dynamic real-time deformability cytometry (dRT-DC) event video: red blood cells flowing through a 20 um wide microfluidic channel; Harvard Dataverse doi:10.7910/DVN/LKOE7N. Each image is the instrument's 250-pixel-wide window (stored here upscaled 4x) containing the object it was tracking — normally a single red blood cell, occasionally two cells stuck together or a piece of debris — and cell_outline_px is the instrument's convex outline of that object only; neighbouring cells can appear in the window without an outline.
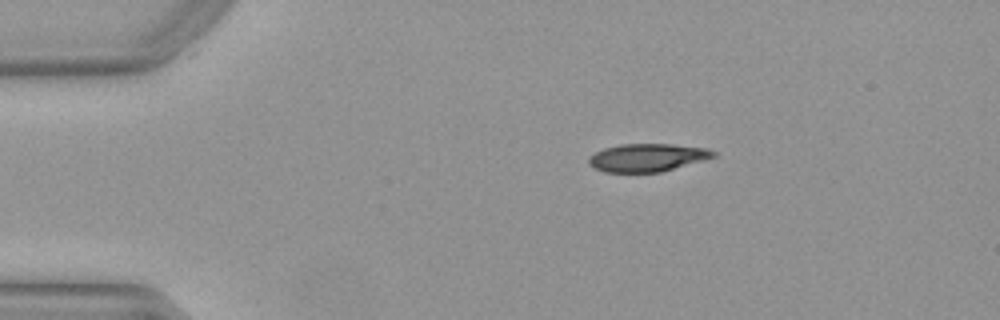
{"species": "Egyptian fruit bat (a non-hibernating species)", "species_latin": "Rousettus aegyptiacus", "temperature_condition": "warm", "stored_images_in_passage": 12, "camera_frame_rate_fps": 3000, "um_per_image_px": 0.085, "animal": {"sex": "female"}, "frame": {"image": 1, "passage_image": 1, "time_ms": 0.0, "image_size_px": [1000, 320], "cell_outline_px": [[716, 156], [704, 160], [660, 172], [604, 172], [588, 164], [588, 156], [604, 148], [620, 144], [672, 144], [708, 148], [716, 152]], "centroid_in_image_um": [55.02, 13.39], "position_along_channel_um": 30.0, "area_um2": 20.29}}